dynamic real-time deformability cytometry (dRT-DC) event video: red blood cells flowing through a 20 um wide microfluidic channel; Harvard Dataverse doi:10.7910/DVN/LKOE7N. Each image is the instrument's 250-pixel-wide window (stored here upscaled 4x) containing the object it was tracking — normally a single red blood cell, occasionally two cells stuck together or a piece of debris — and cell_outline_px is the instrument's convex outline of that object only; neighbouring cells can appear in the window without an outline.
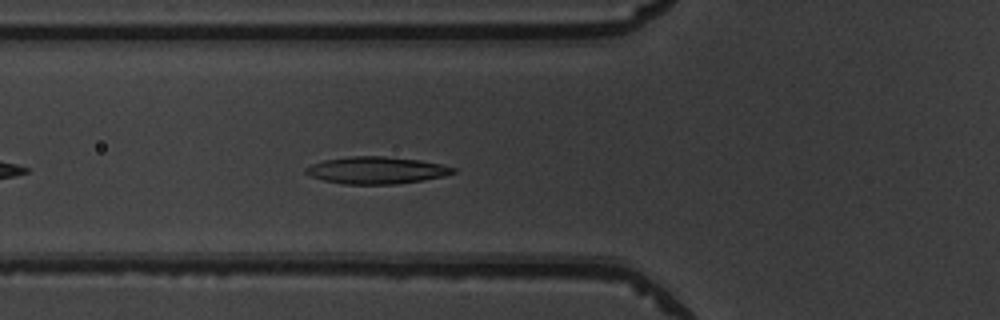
{"species": "common noctule bat (a hibernating species)", "species_latin": "Nyctalus noctula", "temperature_condition": "warm", "stored_images_in_passage": 25, "camera_frame_rate_fps": 3000, "um_per_image_px": 0.085, "animal": {"sex": "male", "body_mass_g": 19.5, "forearm_length_mm": 54.6}, "frame": {"image": 1, "passage_image": 6, "time_ms": 1.667, "image_size_px": [1000, 320], "cell_outline_px": [[456, 172], [444, 176], [396, 184], [344, 184], [324, 180], [312, 176], [304, 172], [304, 168], [312, 164], [324, 160], [352, 156], [384, 156], [420, 160], [440, 164], [456, 168]], "centroid_in_image_um": [31.99, 14.47], "position_along_channel_um": 93.8, "area_um2": 23.06}}
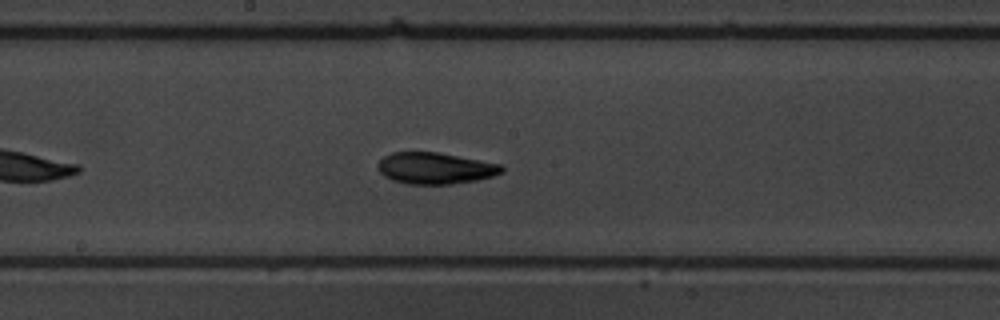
{"frame": {"image": 2, "passage_image": 15, "time_ms": 4.667, "image_size_px": [1000, 320], "cell_outline_px": [[504, 172], [492, 176], [476, 180], [452, 184], [408, 184], [392, 180], [384, 176], [376, 168], [376, 164], [384, 156], [392, 152], [440, 152], [500, 164], [504, 168]], "centroid_in_image_um": [36.97, 14.29], "position_along_channel_um": 211.2, "area_um2": 22.83}}
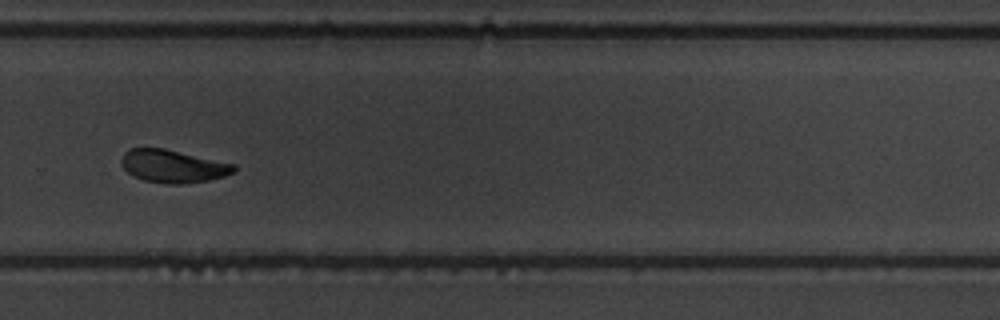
{"frame": {"image": 3, "passage_image": 23, "time_ms": 7.333, "image_size_px": [1000, 320], "cell_outline_px": [[236, 172], [224, 176], [208, 180], [184, 184], [168, 184], [144, 180], [132, 176], [120, 164], [120, 160], [124, 152], [128, 148], [164, 148], [236, 164]], "centroid_in_image_um": [14.7, 14.12], "position_along_channel_um": 315.1, "area_um2": 21.73}}